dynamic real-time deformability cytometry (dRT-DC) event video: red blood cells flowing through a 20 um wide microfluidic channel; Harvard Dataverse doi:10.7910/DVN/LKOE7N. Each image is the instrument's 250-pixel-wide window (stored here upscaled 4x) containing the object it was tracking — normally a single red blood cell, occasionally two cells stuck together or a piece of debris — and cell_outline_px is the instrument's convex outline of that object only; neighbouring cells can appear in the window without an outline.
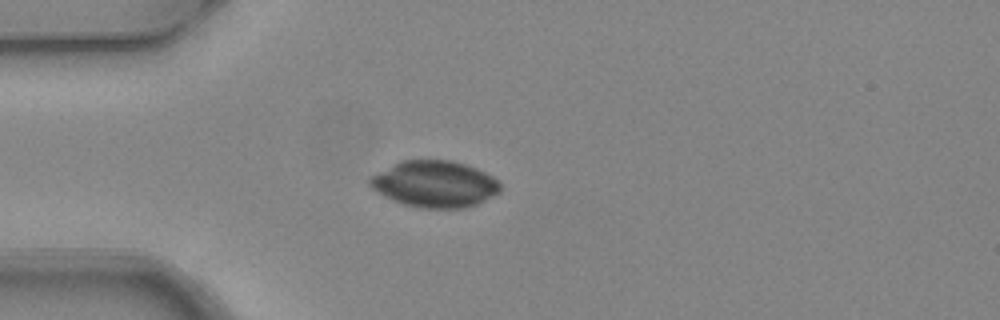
{"species": "common noctule bat (a hibernating species)", "species_latin": "Nyctalus noctula", "temperature_condition": "warm", "stored_images_in_passage": 3, "camera_frame_rate_fps": 3000, "um_per_image_px": 0.085, "animal": {"sex": "female", "body_mass_g": 24.6, "forearm_length_mm": 56.2}, "frame": {"image": 1, "passage_image": 3, "time_ms": 0.667, "image_size_px": [1000, 320], "cell_outline_px": [[500, 192], [476, 204], [464, 208], [420, 208], [404, 204], [392, 200], [384, 196], [372, 188], [368, 184], [368, 180], [372, 176], [400, 160], [452, 160], [476, 168], [492, 176], [500, 184]], "centroid_in_image_um": [36.94, 15.64], "position_along_channel_um": 48.1, "area_um2": 35.14}}